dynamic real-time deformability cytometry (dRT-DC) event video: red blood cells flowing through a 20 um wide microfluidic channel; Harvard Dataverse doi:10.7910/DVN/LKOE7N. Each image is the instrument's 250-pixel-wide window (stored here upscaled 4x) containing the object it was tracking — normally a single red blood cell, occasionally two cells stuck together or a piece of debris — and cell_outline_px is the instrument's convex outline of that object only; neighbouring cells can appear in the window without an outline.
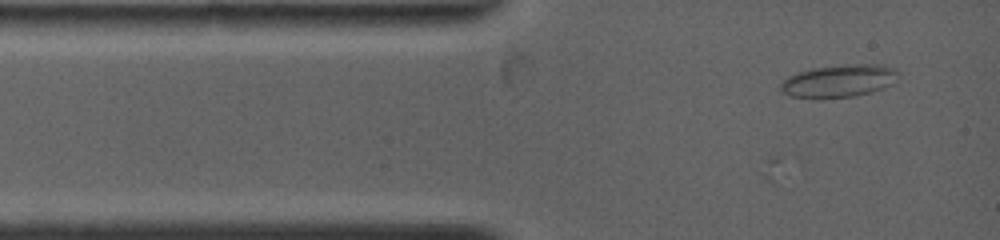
{"species": "common noctule bat (a hibernating species)", "species_latin": "Nyctalus noctula", "temperature_condition": "warm", "stored_images_in_passage": 3, "camera_frame_rate_fps": 4500, "um_per_image_px": 0.085, "animal": {"sex": "female", "body_mass_g": 19.0, "forearm_length_mm": 53.3}, "frame": {"image": 1, "passage_image": 3, "time_ms": 0.444, "image_size_px": [1000, 240], "cell_outline_px": [[896, 72], [892, 84], [868, 92], [852, 96], [792, 96], [780, 92], [780, 84], [788, 76], [796, 72], [812, 68], [848, 64], [884, 64], [896, 68]], "centroid_in_image_um": [71.28, 6.83], "position_along_channel_um": 13.7, "area_um2": 21.62}}